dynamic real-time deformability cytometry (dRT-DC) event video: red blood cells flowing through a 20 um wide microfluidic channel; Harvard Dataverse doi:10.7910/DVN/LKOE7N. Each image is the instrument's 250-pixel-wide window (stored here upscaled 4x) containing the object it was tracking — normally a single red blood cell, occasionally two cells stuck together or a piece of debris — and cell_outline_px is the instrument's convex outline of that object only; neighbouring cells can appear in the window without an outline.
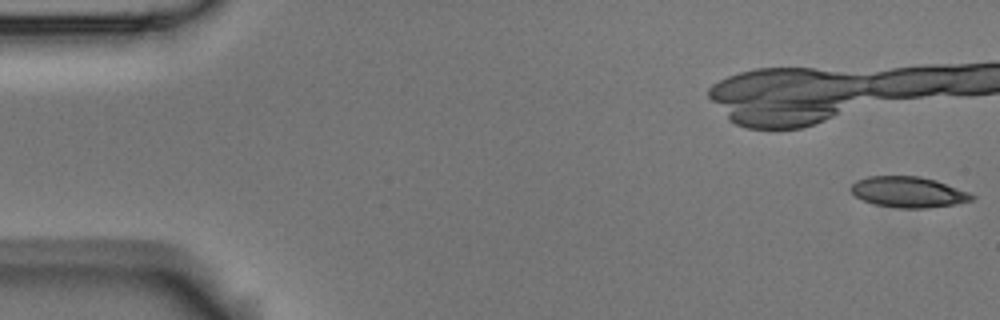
{"species": "Egyptian fruit bat (a non-hibernating species)", "species_latin": "Rousettus aegyptiacus", "temperature_condition": "room temperature", "stored_images_in_passage": 6, "camera_frame_rate_fps": 3000, "um_per_image_px": 0.085, "animal": {"sex": "male"}, "frame": {"image": 1, "passage_image": 1, "time_ms": 0.0, "image_size_px": [1000, 320], "cell_outline_px": [[976, 196], [972, 200], [952, 204], [928, 208], [900, 208], [876, 204], [864, 200], [856, 196], [848, 188], [856, 180], [868, 176], [920, 176], [936, 180], [972, 192]], "centroid_in_image_um": [77.23, 16.31], "position_along_channel_um": 7.8, "area_um2": 21.73}}
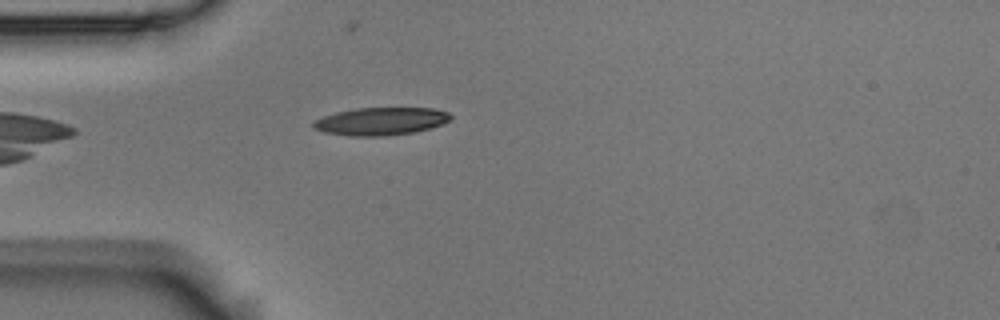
{"frame": {"image": 2, "passage_image": 6, "time_ms": 1.667, "image_size_px": [1000, 320], "cell_outline_px": [[452, 116], [448, 120], [440, 124], [428, 128], [412, 132], [384, 136], [348, 136], [324, 132], [312, 128], [312, 120], [336, 112], [356, 108], [432, 108], [448, 112]], "centroid_in_image_um": [32.29, 10.31], "position_along_channel_um": 52.7, "area_um2": 22.08}}